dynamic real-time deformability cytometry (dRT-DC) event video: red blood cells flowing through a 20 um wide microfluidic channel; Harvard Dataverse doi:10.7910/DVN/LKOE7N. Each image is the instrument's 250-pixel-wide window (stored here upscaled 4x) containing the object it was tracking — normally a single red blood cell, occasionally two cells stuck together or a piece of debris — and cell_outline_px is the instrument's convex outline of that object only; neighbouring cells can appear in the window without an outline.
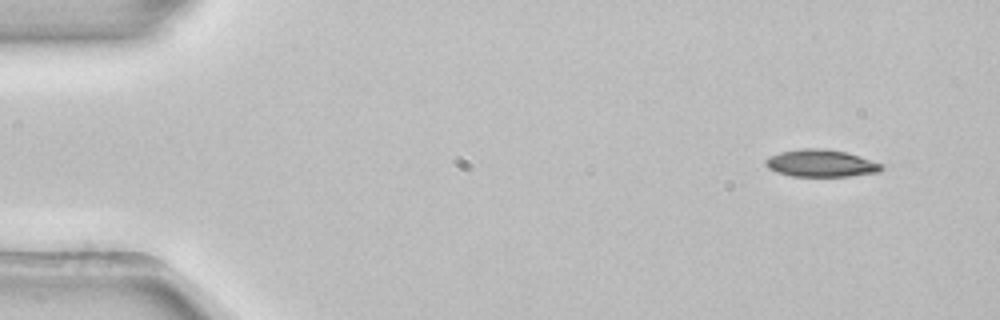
{"species": "common noctule bat (a hibernating species)", "species_latin": "Nyctalus noctula", "temperature_condition": "room temperature", "stored_images_in_passage": 49, "camera_frame_rate_fps": 3000, "um_per_image_px": 0.085, "animal": {"sex": "female", "body_mass_g": 22.7, "forearm_length_mm": 54.2}, "frame": {"image": 1, "passage_image": 1, "time_ms": 0.0, "image_size_px": [1000, 320], "cell_outline_px": [[884, 168], [876, 172], [848, 176], [792, 176], [776, 172], [768, 168], [764, 164], [764, 160], [768, 156], [780, 152], [800, 148], [816, 148], [844, 152], [860, 156], [884, 164]], "centroid_in_image_um": [69.74, 13.87], "position_along_channel_um": 15.3, "area_um2": 18.38}}
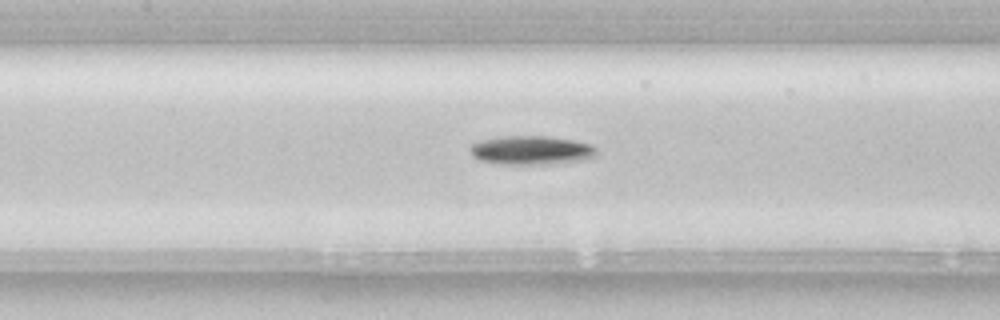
{"frame": {"image": 2, "passage_image": 21, "time_ms": 6.667, "image_size_px": [1000, 320], "cell_outline_px": [[596, 156], [584, 160], [548, 164], [500, 164], [480, 160], [472, 156], [468, 148], [472, 144], [480, 140], [500, 136], [548, 136], [572, 140], [592, 144], [596, 148]], "centroid_in_image_um": [45.14, 12.77], "position_along_channel_um": 162.3, "area_um2": 21.44}}
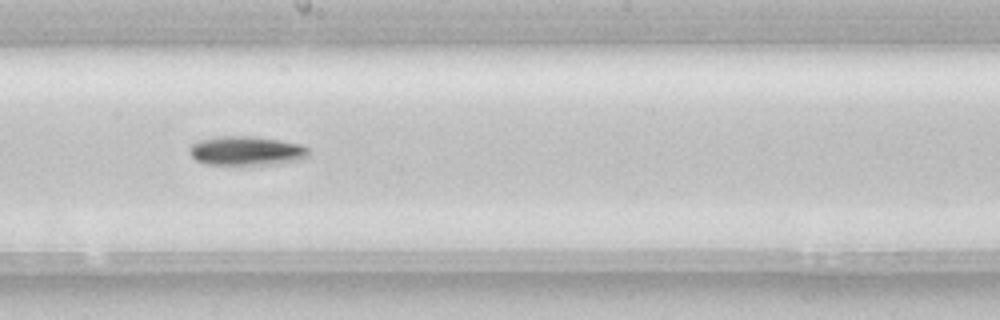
{"frame": {"image": 3, "passage_image": 26, "time_ms": 8.333, "image_size_px": [1000, 320], "cell_outline_px": [[308, 156], [304, 160], [284, 164], [204, 164], [196, 160], [188, 152], [188, 148], [192, 144], [200, 140], [220, 136], [252, 136], [280, 140], [304, 144], [308, 148]], "centroid_in_image_um": [21.0, 12.82], "position_along_channel_um": 227.2, "area_um2": 20.58}, "authors_computed_cell_mechanics": {"area_um2": 18.9006, "velocity_mm_per_s": 3.917, "shape_relaxation_time_tau1_ms": 2.9024, "shape_relaxation_time_tau2_ms": null, "deformation_change_tau1": 0.1027, "deformation_change_tau2": null}}